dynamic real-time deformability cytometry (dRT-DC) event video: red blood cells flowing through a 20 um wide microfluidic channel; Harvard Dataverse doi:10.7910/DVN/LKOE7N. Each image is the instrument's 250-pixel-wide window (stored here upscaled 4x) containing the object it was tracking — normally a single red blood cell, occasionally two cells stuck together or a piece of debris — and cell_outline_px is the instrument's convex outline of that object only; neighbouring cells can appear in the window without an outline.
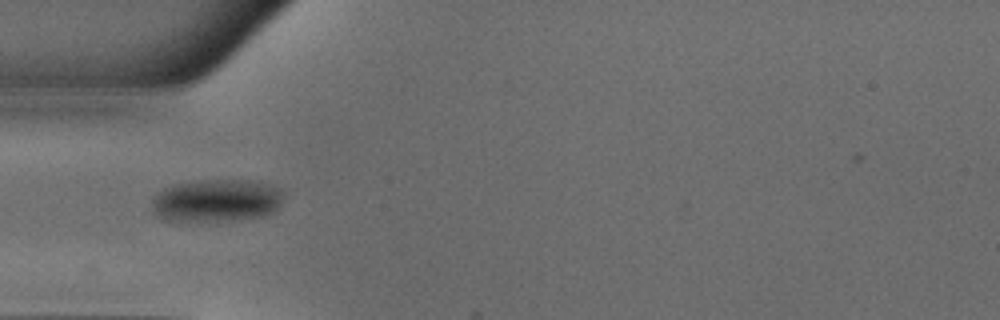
{"species": "common noctule bat (a hibernating species)", "species_latin": "Nyctalus noctula", "temperature_condition": "warm", "stored_images_in_passage": 31, "camera_frame_rate_fps": 3000, "um_per_image_px": 0.085, "animal": {"sex": "male", "body_mass_g": 18.8}, "frame": {"image": 1, "passage_image": 2, "time_ms": 0.333, "image_size_px": [1000, 320], "cell_outline_px": [[284, 192], [280, 204], [276, 212], [264, 216], [232, 220], [168, 220], [160, 216], [152, 208], [152, 200], [156, 192], [172, 184], [200, 180], [248, 180], [268, 184], [280, 188]], "centroid_in_image_um": [18.44, 17.02], "position_along_channel_um": 66.6, "area_um2": 32.71}}
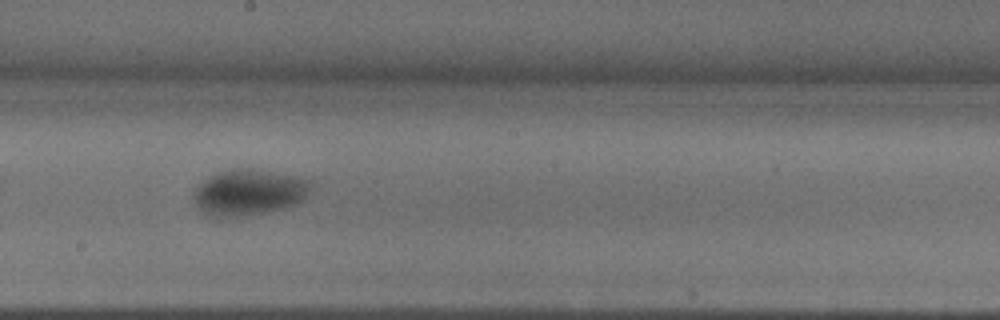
{"frame": {"image": 2, "passage_image": 14, "time_ms": 4.333, "image_size_px": [1000, 320], "cell_outline_px": [[312, 192], [304, 200], [284, 208], [264, 212], [236, 216], [212, 216], [204, 212], [200, 208], [196, 200], [196, 192], [200, 184], [204, 180], [220, 172], [248, 168], [308, 180], [312, 184]], "centroid_in_image_um": [21.23, 16.36], "position_along_channel_um": 227.0, "area_um2": 30.11}}
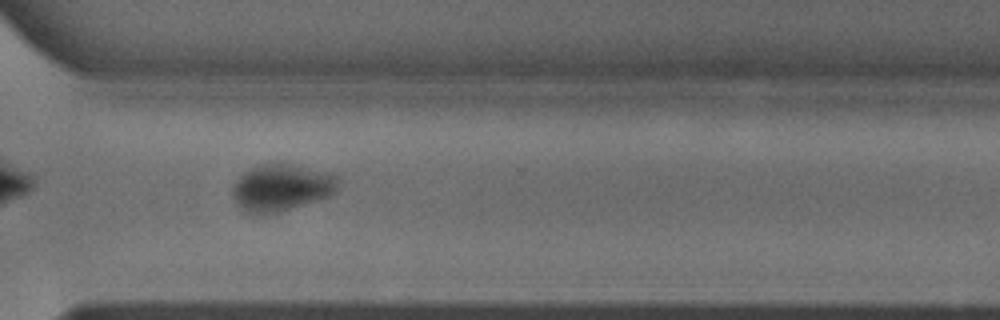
{"frame": {"image": 3, "passage_image": 23, "time_ms": 7.333, "image_size_px": [1000, 320], "cell_outline_px": [[336, 192], [328, 196], [280, 212], [264, 216], [248, 212], [236, 204], [232, 196], [232, 184], [244, 172], [252, 168], [264, 164], [292, 164], [324, 172], [336, 176]], "centroid_in_image_um": [23.85, 15.97], "position_along_channel_um": 346.8, "area_um2": 28.5}}